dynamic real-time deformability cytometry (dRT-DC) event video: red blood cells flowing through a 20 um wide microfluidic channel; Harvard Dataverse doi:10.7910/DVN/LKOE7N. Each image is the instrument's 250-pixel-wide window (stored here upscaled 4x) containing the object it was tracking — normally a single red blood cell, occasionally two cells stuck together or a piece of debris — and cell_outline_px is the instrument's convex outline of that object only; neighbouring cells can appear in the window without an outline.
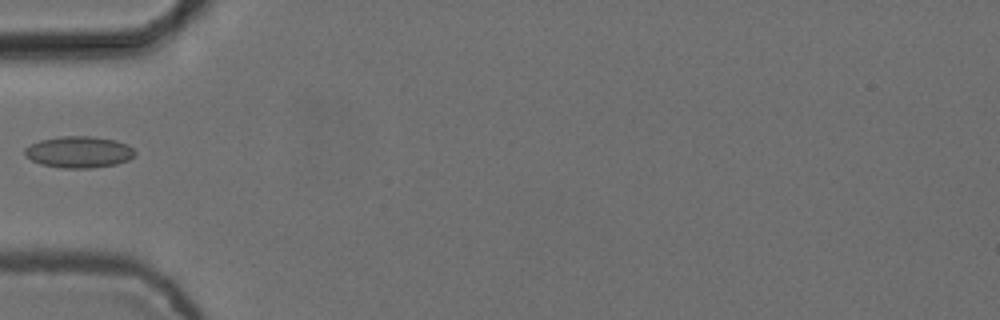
{"species": "common noctule bat (a hibernating species)", "species_latin": "Nyctalus noctula", "temperature_condition": "cold", "stored_images_in_passage": 6, "camera_frame_rate_fps": 3000, "um_per_image_px": 0.085, "animal": {"sex": "female", "body_mass_g": 24.6, "forearm_length_mm": 56.2}, "frame": {"image": 1, "passage_image": 5, "time_ms": 1.333, "image_size_px": [1000, 320], "cell_outline_px": [[136, 156], [128, 160], [116, 164], [88, 168], [60, 168], [40, 164], [24, 156], [24, 148], [40, 140], [60, 136], [92, 136], [116, 140], [128, 144], [136, 152]], "centroid_in_image_um": [6.71, 12.92], "position_along_channel_um": 78.3, "area_um2": 20.4}}
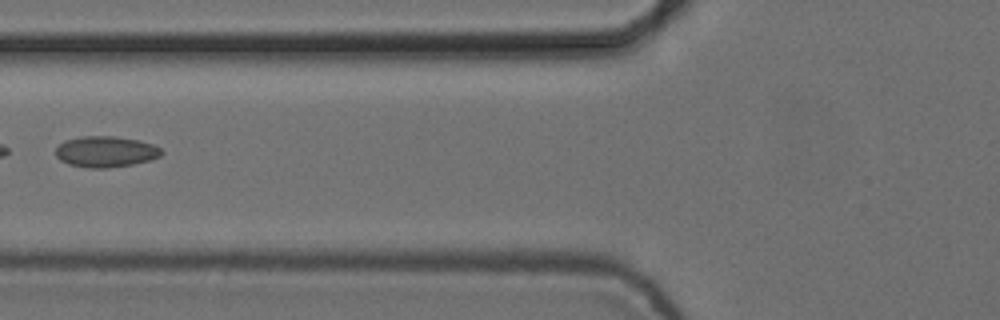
{"frame": {"image": 2, "passage_image": 6, "time_ms": 1.667, "image_size_px": [1000, 320], "cell_outline_px": [[164, 152], [160, 156], [148, 160], [132, 164], [108, 168], [88, 168], [68, 164], [60, 160], [56, 156], [56, 148], [64, 140], [80, 136], [116, 136], [140, 140], [152, 144], [160, 148]], "centroid_in_image_um": [8.97, 12.88], "position_along_channel_um": 116.8, "area_um2": 19.19}}